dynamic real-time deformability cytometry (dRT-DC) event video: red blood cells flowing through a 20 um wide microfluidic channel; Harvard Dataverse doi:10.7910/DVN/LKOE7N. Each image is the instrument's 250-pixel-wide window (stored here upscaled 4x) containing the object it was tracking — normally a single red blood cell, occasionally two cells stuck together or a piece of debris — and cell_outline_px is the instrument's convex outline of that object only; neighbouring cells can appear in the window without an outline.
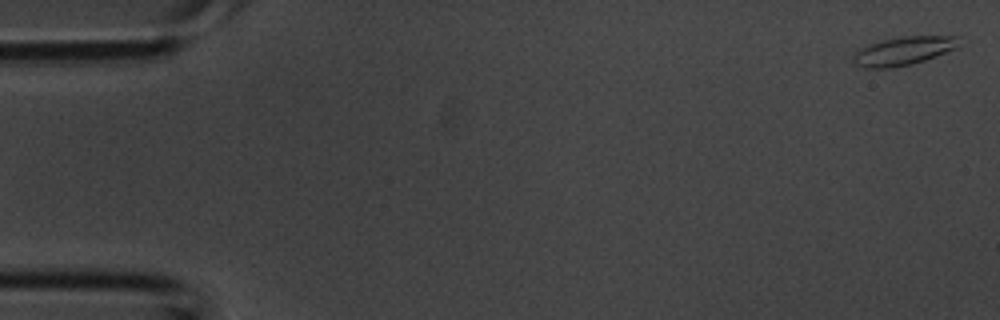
{"species": "common noctule bat (a hibernating species)", "species_latin": "Nyctalus noctula", "temperature_condition": "room temperature", "stored_images_in_passage": 4, "camera_frame_rate_fps": 3000, "um_per_image_px": 0.085, "animal": {"sex": "male", "body_mass_g": 20.1, "forearm_length_mm": 53.5}, "frame": {"image": 1, "passage_image": 1, "time_ms": 0.0, "image_size_px": [1000, 320], "cell_outline_px": [[956, 48], [936, 56], [912, 64], [892, 68], [864, 68], [856, 64], [852, 60], [852, 52], [868, 44], [884, 40], [904, 36], [956, 36]], "centroid_in_image_um": [76.69, 4.34], "position_along_channel_um": 8.3, "area_um2": 17.4}}